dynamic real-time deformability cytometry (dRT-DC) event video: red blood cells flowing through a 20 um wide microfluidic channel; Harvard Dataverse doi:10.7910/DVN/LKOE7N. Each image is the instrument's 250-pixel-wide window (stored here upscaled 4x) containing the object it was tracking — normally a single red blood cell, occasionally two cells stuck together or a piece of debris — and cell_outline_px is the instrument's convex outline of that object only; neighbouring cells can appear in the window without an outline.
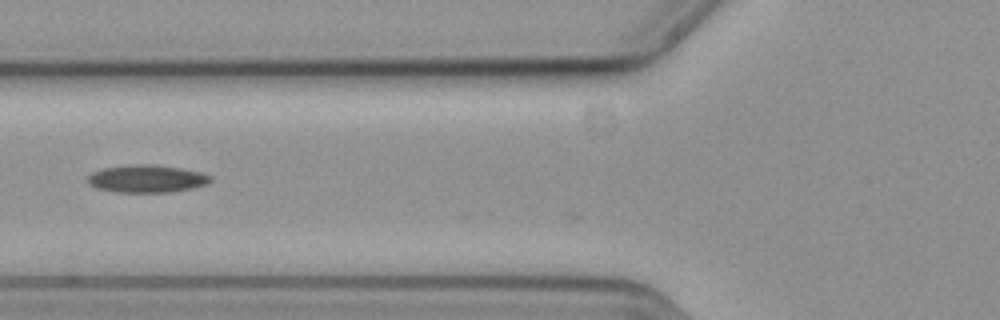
{"species": "common noctule bat (a hibernating species)", "species_latin": "Nyctalus noctula", "temperature_condition": "cold", "stored_images_in_passage": 36, "camera_frame_rate_fps": 3000, "um_per_image_px": 0.085, "animal": {"sex": "female", "body_mass_g": 19.3, "forearm_length_mm": 54.1}, "frame": {"image": 1, "passage_image": 8, "time_ms": 2.333, "image_size_px": [1000, 320], "cell_outline_px": [[212, 180], [208, 184], [192, 188], [168, 192], [116, 192], [96, 188], [88, 184], [88, 176], [92, 172], [104, 168], [136, 164], [152, 164], [180, 168], [200, 172], [212, 176]], "centroid_in_image_um": [12.48, 15.19], "position_along_channel_um": 113.3, "area_um2": 19.71}}
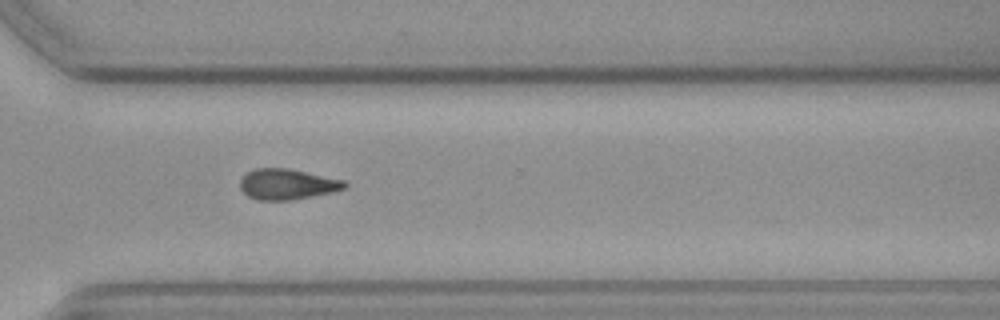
{"frame": {"image": 2, "passage_image": 27, "time_ms": 8.667, "image_size_px": [1000, 320], "cell_outline_px": [[348, 184], [344, 188], [332, 192], [292, 200], [260, 200], [248, 196], [240, 188], [240, 180], [248, 172], [256, 168], [288, 168], [344, 180]], "centroid_in_image_um": [24.41, 15.66], "position_along_channel_um": 346.2, "area_um2": 18.5}}